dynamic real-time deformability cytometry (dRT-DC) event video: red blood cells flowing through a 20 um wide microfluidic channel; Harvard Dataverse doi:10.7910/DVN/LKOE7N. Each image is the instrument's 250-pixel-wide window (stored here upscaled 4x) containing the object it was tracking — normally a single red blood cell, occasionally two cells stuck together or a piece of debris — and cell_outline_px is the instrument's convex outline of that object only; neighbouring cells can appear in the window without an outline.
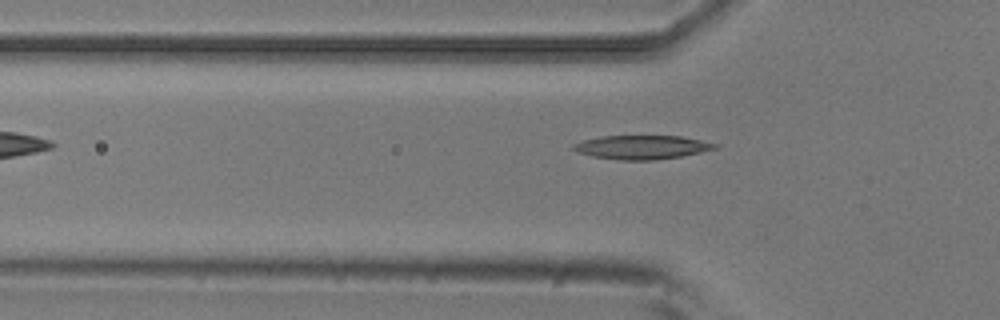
{"species": "common noctule bat (a hibernating species)", "species_latin": "Nyctalus noctula", "temperature_condition": "room temperature", "stored_images_in_passage": 3, "camera_frame_rate_fps": 3000, "um_per_image_px": 0.085, "animal": {"sex": "male", "body_mass_g": 20.5, "forearm_length_mm": 52.5}, "frame": {"image": 1, "passage_image": 3, "time_ms": 0.667, "image_size_px": [1000, 320], "cell_outline_px": [[720, 144], [716, 148], [700, 152], [680, 156], [652, 160], [620, 160], [592, 156], [576, 152], [572, 148], [572, 144], [584, 140], [600, 136], [680, 136]], "centroid_in_image_um": [54.52, 12.51], "position_along_channel_um": 71.3, "area_um2": 19.54}}